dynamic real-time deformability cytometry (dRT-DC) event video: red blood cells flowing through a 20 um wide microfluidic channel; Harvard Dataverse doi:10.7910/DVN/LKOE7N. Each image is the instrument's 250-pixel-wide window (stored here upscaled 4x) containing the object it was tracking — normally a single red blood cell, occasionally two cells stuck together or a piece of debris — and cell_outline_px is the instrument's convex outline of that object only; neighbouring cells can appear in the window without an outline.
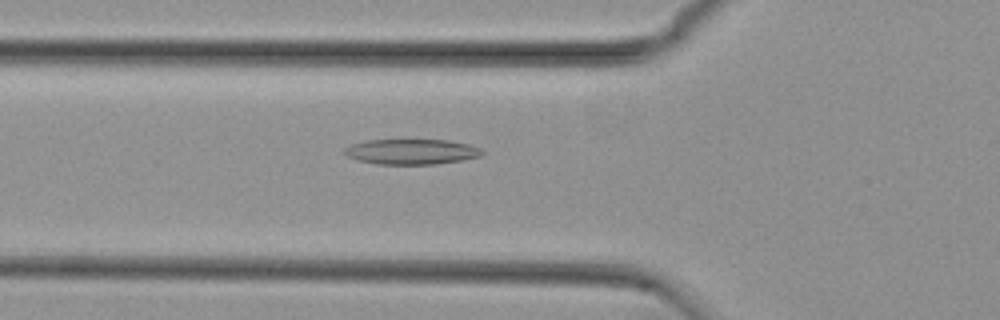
{"species": "common noctule bat (a hibernating species)", "species_latin": "Nyctalus noctula", "temperature_condition": "cold", "stored_images_in_passage": 37, "camera_frame_rate_fps": 3000, "um_per_image_px": 0.085, "animal": {"sex": "female", "body_mass_g": 29.2, "forearm_length_mm": 56.3}, "frame": {"image": 1, "passage_image": 9, "time_ms": 2.667, "image_size_px": [1000, 320], "cell_outline_px": [[484, 152], [480, 156], [460, 160], [436, 164], [376, 164], [360, 160], [348, 156], [344, 152], [344, 148], [352, 144], [368, 140], [448, 140], [468, 144], [480, 148]], "centroid_in_image_um": [34.98, 12.89], "position_along_channel_um": 90.8, "area_um2": 20.06}}
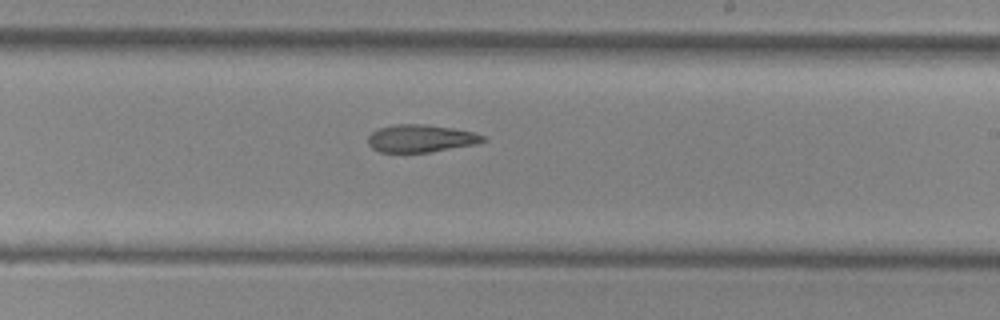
{"frame": {"image": 2, "passage_image": 22, "time_ms": 7.0, "image_size_px": [1000, 320], "cell_outline_px": [[488, 140], [476, 144], [428, 152], [380, 152], [372, 148], [368, 144], [368, 136], [372, 132], [380, 128], [396, 124], [424, 124], [452, 128], [472, 132], [484, 136]], "centroid_in_image_um": [35.76, 11.77], "position_along_channel_um": 253.2, "area_um2": 18.32}}
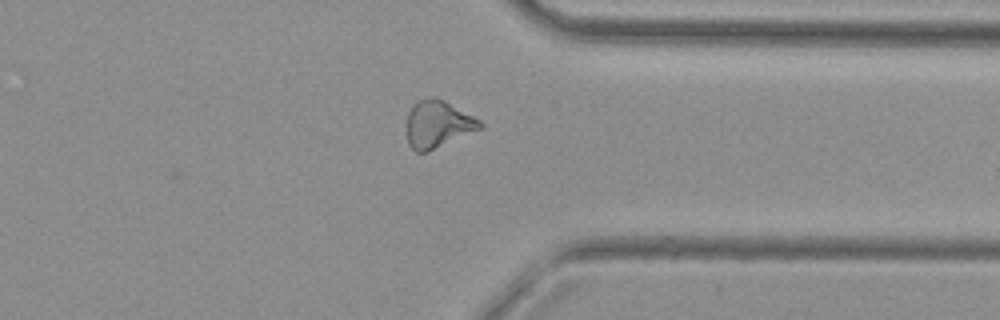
{"frame": {"image": 3, "passage_image": 32, "time_ms": 10.333, "image_size_px": [1000, 320], "cell_outline_px": [[484, 128], [424, 152], [416, 152], [408, 144], [408, 112], [420, 100], [432, 96], [436, 96], [444, 100], [480, 120], [484, 124]], "centroid_in_image_um": [37.25, 10.54], "position_along_channel_um": 374.1, "area_um2": 19.77}}